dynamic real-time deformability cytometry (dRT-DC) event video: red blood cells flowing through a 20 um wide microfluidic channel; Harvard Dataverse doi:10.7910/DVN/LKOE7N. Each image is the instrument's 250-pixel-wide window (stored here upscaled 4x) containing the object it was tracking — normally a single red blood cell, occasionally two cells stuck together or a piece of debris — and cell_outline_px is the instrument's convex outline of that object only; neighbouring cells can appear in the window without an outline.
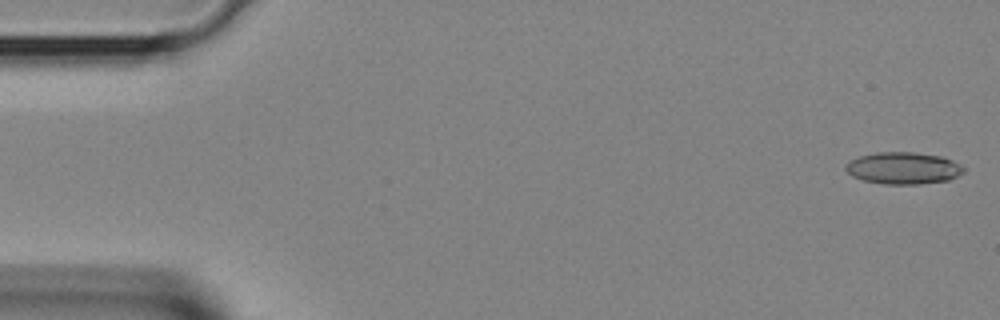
{"species": "Egyptian fruit bat (a non-hibernating species)", "species_latin": "Rousettus aegyptiacus", "temperature_condition": "room temperature", "stored_images_in_passage": 11, "camera_frame_rate_fps": 3000, "um_per_image_px": 0.085, "animal": {"sex": "female"}, "frame": {"image": 1, "passage_image": 1, "time_ms": 0.0, "image_size_px": [1000, 320], "cell_outline_px": [[964, 172], [948, 180], [920, 184], [884, 184], [864, 180], [852, 176], [844, 168], [844, 164], [860, 156], [876, 152], [912, 152], [940, 156], [952, 160], [960, 164], [964, 168]], "centroid_in_image_um": [76.77, 14.29], "position_along_channel_um": 8.2, "area_um2": 21.85}}
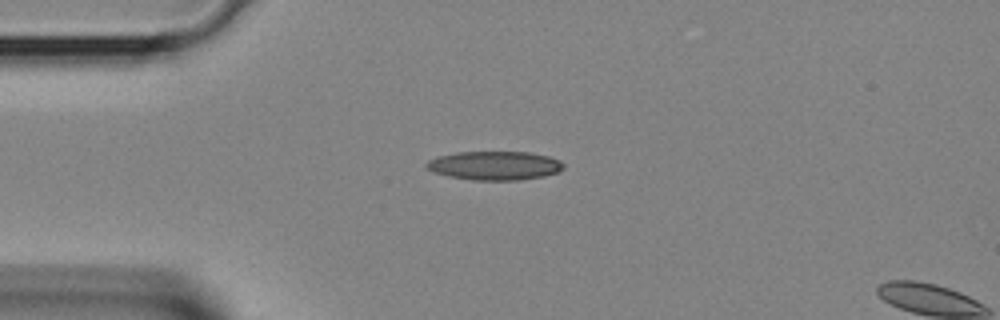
{"frame": {"image": 2, "passage_image": 9, "time_ms": 2.667, "image_size_px": [1000, 320], "cell_outline_px": [[564, 168], [560, 172], [544, 176], [520, 180], [472, 180], [448, 176], [424, 168], [424, 164], [428, 160], [436, 156], [460, 152], [528, 152], [548, 156], [560, 160], [564, 164]], "centroid_in_image_um": [42.05, 14.07], "position_along_channel_um": 43.0, "area_um2": 23.18}}